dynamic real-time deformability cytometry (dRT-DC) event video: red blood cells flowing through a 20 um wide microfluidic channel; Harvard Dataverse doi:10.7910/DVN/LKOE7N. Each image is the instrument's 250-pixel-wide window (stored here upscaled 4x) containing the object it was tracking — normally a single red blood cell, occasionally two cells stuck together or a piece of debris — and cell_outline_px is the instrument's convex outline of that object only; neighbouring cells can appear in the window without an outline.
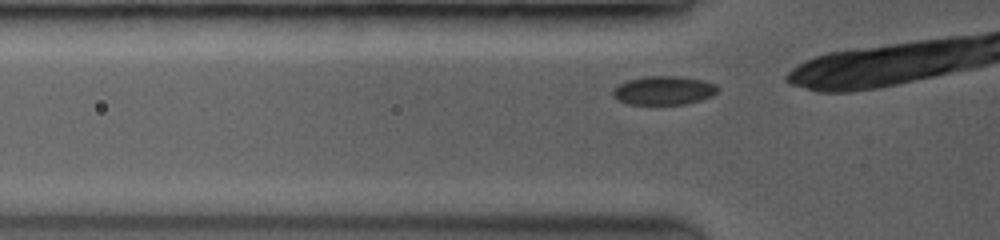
{"species": "common noctule bat (a hibernating species)", "species_latin": "Nyctalus noctula", "temperature_condition": "room temperature", "stored_images_in_passage": 7, "camera_frame_rate_fps": 3500, "um_per_image_px": 0.085, "animal": {"sex": "female", "body_mass_g": 19.0, "forearm_length_mm": 53.3}, "frame": {"image": 1, "passage_image": 2, "time_ms": 0.286, "image_size_px": [1000, 240], "cell_outline_px": [[716, 92], [712, 96], [700, 100], [684, 104], [628, 104], [620, 100], [612, 92], [612, 88], [628, 80], [644, 76], [676, 76], [700, 80], [716, 84]], "centroid_in_image_um": [56.4, 7.68], "position_along_channel_um": 69.4, "area_um2": 17.22}}
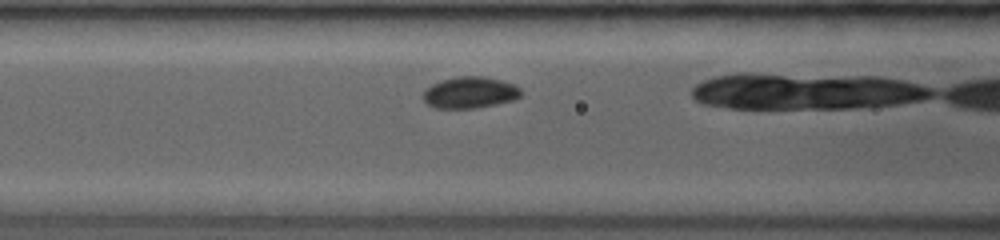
{"frame": {"image": 2, "passage_image": 5, "time_ms": 1.714, "image_size_px": [1000, 240], "cell_outline_px": [[520, 96], [512, 100], [472, 108], [436, 108], [428, 104], [424, 100], [424, 92], [432, 84], [440, 80], [456, 76], [484, 76], [500, 80], [512, 84], [520, 88]], "centroid_in_image_um": [39.91, 7.85], "position_along_channel_um": 126.7, "area_um2": 17.57}}